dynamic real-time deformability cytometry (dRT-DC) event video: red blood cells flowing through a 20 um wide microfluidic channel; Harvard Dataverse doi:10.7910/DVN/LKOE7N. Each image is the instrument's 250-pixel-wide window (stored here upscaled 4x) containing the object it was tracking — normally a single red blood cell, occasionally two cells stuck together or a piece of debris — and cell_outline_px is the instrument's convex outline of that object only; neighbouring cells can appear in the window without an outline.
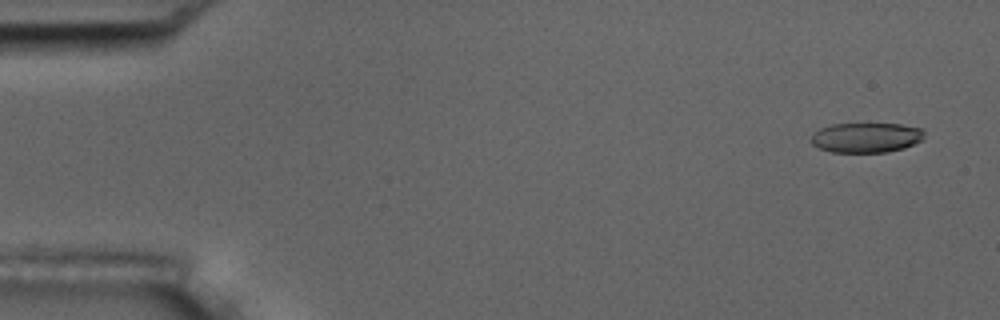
{"species": "common noctule bat (a hibernating species)", "species_latin": "Nyctalus noctula", "temperature_condition": "room temperature", "stored_images_in_passage": 6, "camera_frame_rate_fps": 3000, "um_per_image_px": 0.085, "animal": {"sex": "male", "body_mass_g": 17.5, "forearm_length_mm": 52.3}, "frame": {"image": 1, "passage_image": 1, "time_ms": 0.0, "image_size_px": [1000, 320], "cell_outline_px": [[924, 140], [904, 148], [888, 152], [832, 152], [820, 148], [812, 144], [808, 140], [820, 128], [832, 124], [900, 124], [920, 128], [924, 132]], "centroid_in_image_um": [73.64, 11.7], "position_along_channel_um": 11.4, "area_um2": 19.77}}
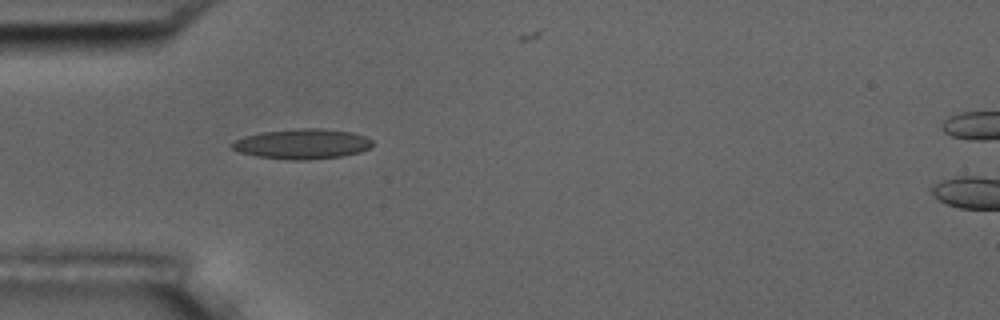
{"frame": {"image": 2, "passage_image": 5, "time_ms": 4.667, "image_size_px": [1000, 320], "cell_outline_px": [[372, 148], [360, 152], [340, 156], [308, 160], [292, 160], [256, 156], [240, 152], [232, 148], [232, 144], [236, 140], [244, 136], [264, 132], [300, 128], [320, 128], [352, 132], [364, 136], [372, 140]], "centroid_in_image_um": [25.73, 12.23], "position_along_channel_um": 59.3, "area_um2": 24.45}}